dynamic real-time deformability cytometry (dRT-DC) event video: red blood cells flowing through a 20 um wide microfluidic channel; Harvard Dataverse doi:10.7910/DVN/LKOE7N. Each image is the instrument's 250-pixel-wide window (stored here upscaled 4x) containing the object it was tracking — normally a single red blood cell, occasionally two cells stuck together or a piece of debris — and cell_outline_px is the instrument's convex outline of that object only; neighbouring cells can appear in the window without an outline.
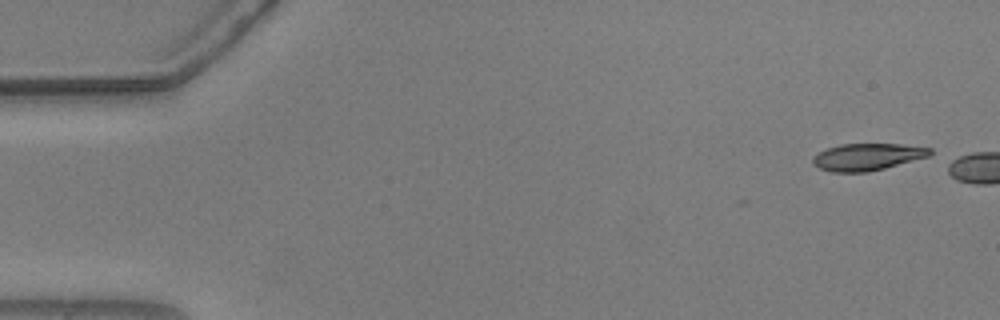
{"species": "common noctule bat (a hibernating species)", "species_latin": "Nyctalus noctula", "temperature_condition": "warm", "stored_images_in_passage": 5, "camera_frame_rate_fps": 3000, "um_per_image_px": 0.085, "animal": {"sex": "male", "body_mass_g": 20.5, "forearm_length_mm": 52.5}, "frame": {"image": 1, "passage_image": 1, "time_ms": 0.0, "image_size_px": [1000, 320], "cell_outline_px": [[932, 152], [928, 156], [884, 168], [868, 172], [832, 172], [820, 168], [812, 164], [812, 156], [828, 148], [840, 144], [900, 144], [932, 148]], "centroid_in_image_um": [73.69, 13.33], "position_along_channel_um": 11.3, "area_um2": 18.26}}